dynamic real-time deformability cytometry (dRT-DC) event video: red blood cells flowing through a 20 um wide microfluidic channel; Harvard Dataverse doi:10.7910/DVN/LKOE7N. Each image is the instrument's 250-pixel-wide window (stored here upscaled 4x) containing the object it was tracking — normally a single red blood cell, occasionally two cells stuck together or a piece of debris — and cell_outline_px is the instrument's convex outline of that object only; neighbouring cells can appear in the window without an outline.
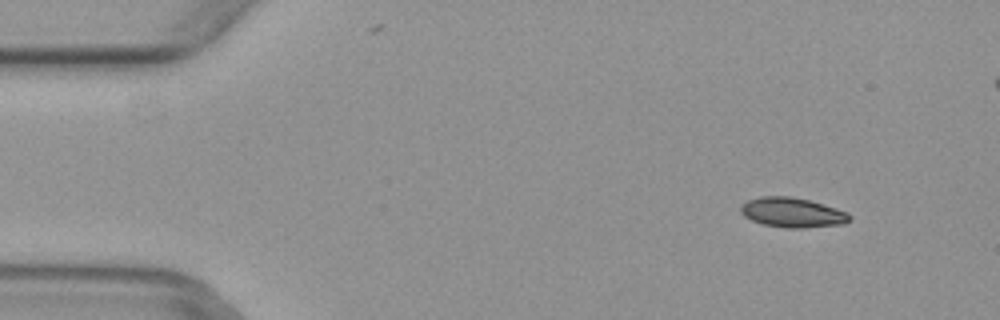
{"species": "common noctule bat (a hibernating species)", "species_latin": "Nyctalus noctula", "temperature_condition": "warm", "stored_images_in_passage": 5, "camera_frame_rate_fps": 3000, "um_per_image_px": 0.085, "animal": {"sex": "female", "body_mass_g": 29.2, "forearm_length_mm": 56.3}, "frame": {"image": 1, "passage_image": 2, "time_ms": 0.333, "image_size_px": [1000, 320], "cell_outline_px": [[852, 220], [844, 224], [804, 228], [784, 228], [764, 224], [752, 220], [744, 216], [740, 212], [740, 204], [748, 200], [760, 196], [792, 196], [808, 200], [836, 208], [848, 212], [852, 216]], "centroid_in_image_um": [67.36, 18.06], "position_along_channel_um": 17.6, "area_um2": 19.07}}